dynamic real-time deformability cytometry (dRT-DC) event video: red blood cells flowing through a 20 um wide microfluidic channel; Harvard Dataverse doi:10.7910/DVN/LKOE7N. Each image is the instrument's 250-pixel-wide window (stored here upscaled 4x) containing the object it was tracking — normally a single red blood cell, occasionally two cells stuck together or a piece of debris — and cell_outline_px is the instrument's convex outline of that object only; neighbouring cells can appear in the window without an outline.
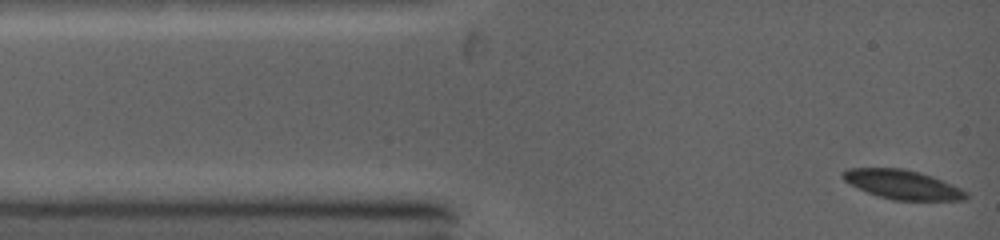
{"species": "common noctule bat (a hibernating species)", "species_latin": "Nyctalus noctula", "temperature_condition": "warm", "stored_images_in_passage": 53, "camera_frame_rate_fps": 5000, "um_per_image_px": 0.085, "animal": {"sex": "female", "body_mass_g": 19.0, "forearm_length_mm": 53.3}, "frame": {"image": 1, "passage_image": 1, "time_ms": 0.0, "image_size_px": [1000, 240], "cell_outline_px": [[968, 196], [964, 200], [892, 200], [876, 196], [844, 180], [840, 176], [840, 172], [848, 168], [904, 168], [920, 172], [932, 176], [952, 184], [968, 192]], "centroid_in_image_um": [76.71, 15.68], "position_along_channel_um": 8.3, "area_um2": 20.98}}
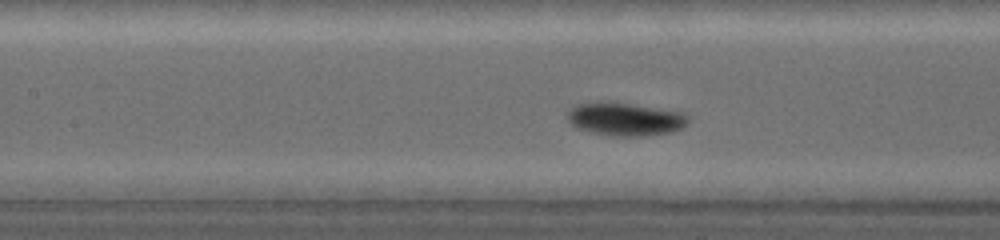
{"frame": {"image": 2, "passage_image": 22, "time_ms": 4.8, "image_size_px": [1000, 240], "cell_outline_px": [[688, 124], [672, 132], [648, 136], [612, 136], [592, 132], [576, 128], [568, 120], [568, 108], [576, 104], [596, 100], [612, 100], [680, 112], [688, 116]], "centroid_in_image_um": [53.09, 10.1], "position_along_channel_um": 154.3, "area_um2": 23.87}}
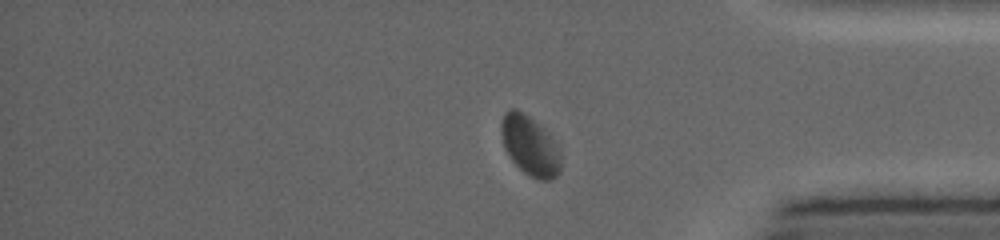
{"frame": {"image": 3, "passage_image": 48, "time_ms": 10.8, "image_size_px": [1000, 240], "cell_outline_px": [[560, 172], [552, 180], [540, 180], [524, 172], [512, 160], [504, 148], [500, 132], [500, 124], [504, 112], [508, 108], [516, 108], [524, 112], [544, 128], [556, 144], [560, 152]], "centroid_in_image_um": [45.02, 12.35], "position_along_channel_um": 390.2, "area_um2": 20.87}, "authors_computed_cell_mechanics": {"area_um2": 21.7906, "velocity_mm_per_s": 4.1623, "shape_relaxation_time_tau1_ms": 2.3487, "shape_relaxation_time_tau2_ms": null, "deformation_change_tau1": 0.1062, "deformation_change_tau2": null}}